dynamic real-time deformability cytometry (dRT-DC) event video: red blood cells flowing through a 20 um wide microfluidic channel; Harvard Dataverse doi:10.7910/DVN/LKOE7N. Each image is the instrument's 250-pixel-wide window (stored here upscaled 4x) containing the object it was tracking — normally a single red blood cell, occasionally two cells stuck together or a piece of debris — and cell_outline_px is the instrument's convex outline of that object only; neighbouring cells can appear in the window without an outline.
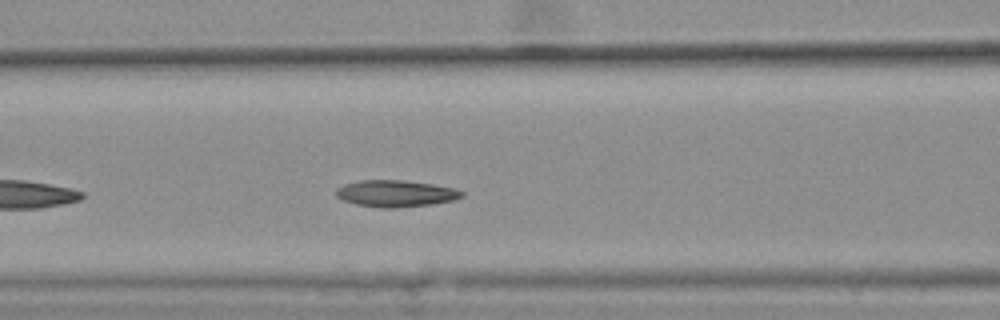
{"species": "common noctule bat (a hibernating species)", "species_latin": "Nyctalus noctula", "temperature_condition": "warm", "stored_images_in_passage": 31, "camera_frame_rate_fps": 3000, "um_per_image_px": 0.085, "animal": {"sex": "female", "body_mass_g": 25.1}, "frame": {"image": 1, "passage_image": 10, "time_ms": 3.0, "image_size_px": [1000, 320], "cell_outline_px": [[464, 196], [452, 200], [432, 204], [396, 208], [380, 208], [356, 204], [344, 200], [336, 196], [336, 188], [344, 184], [360, 180], [404, 180], [432, 184], [456, 188], [464, 192]], "centroid_in_image_um": [33.64, 16.44], "position_along_channel_um": 133.0, "area_um2": 19.59}, "authors_computed_cell_mechanics": {"area_um2": 19.0162, "velocity_mm_per_s": 3.5836, "shape_relaxation_time_tau1_ms": null, "shape_relaxation_time_tau2_ms": 3.8416, "deformation_change_tau1": null, "deformation_change_tau2": 0.1047}}